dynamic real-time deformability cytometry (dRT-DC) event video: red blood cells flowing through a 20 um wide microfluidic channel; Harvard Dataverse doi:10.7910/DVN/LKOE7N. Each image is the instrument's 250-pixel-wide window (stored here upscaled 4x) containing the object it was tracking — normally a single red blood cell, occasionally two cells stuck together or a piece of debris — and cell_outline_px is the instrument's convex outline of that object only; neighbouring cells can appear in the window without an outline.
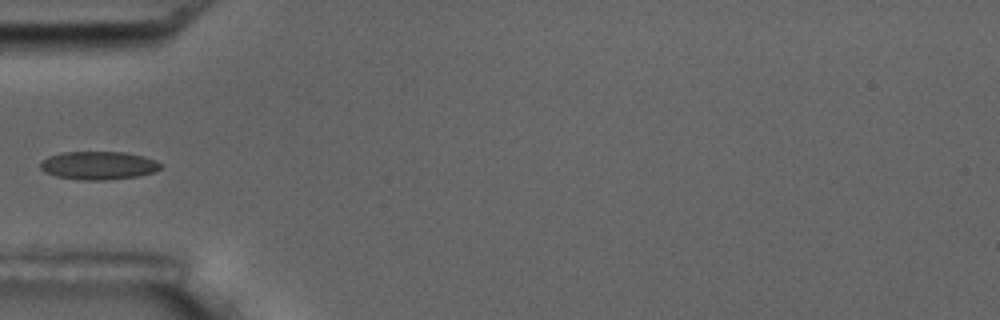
{"species": "common noctule bat (a hibernating species)", "species_latin": "Nyctalus noctula", "temperature_condition": "room temperature", "stored_images_in_passage": 2, "camera_frame_rate_fps": 3000, "um_per_image_px": 0.085, "animal": {"sex": "male", "body_mass_g": 17.5, "forearm_length_mm": 52.3}, "frame": {"image": 1, "passage_image": 2, "time_ms": 0.333, "image_size_px": [1000, 320], "cell_outline_px": [[160, 168], [156, 172], [136, 176], [104, 180], [76, 180], [56, 176], [44, 172], [40, 168], [40, 164], [48, 156], [60, 152], [124, 152], [144, 156], [156, 160], [160, 164]], "centroid_in_image_um": [8.35, 14.06], "position_along_channel_um": 76.6, "area_um2": 19.83}}